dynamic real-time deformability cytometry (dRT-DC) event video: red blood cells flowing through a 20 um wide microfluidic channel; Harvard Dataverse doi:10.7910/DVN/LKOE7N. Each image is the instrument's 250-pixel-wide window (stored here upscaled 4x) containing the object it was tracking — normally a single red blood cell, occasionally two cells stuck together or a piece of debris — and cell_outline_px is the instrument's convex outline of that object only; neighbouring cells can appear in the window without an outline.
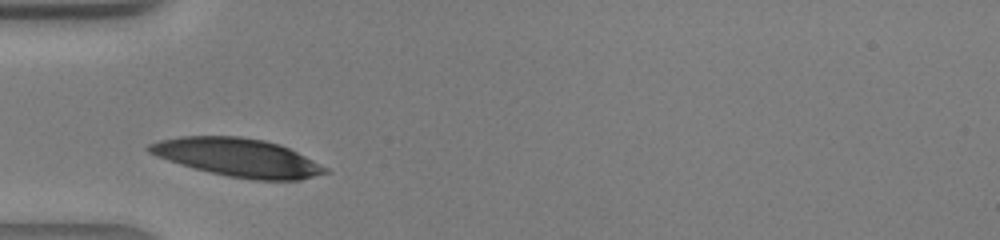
{"species": "human", "species_latin": "Homo sapiens", "temperature_condition": "warm", "stored_images_in_passage": 21, "camera_frame_rate_fps": 3000, "um_per_image_px": 0.085, "donor": {"sex": "male"}, "frame": {"image": 1, "passage_image": 1, "time_ms": 0.0, "image_size_px": [1000, 240], "cell_outline_px": [[332, 172], [300, 180], [256, 180], [228, 176], [180, 164], [156, 156], [148, 152], [144, 148], [148, 144], [160, 140], [180, 136], [240, 136], [264, 140], [280, 144], [328, 168]], "centroid_in_image_um": [20.21, 13.38], "position_along_channel_um": 64.8, "area_um2": 39.07}}
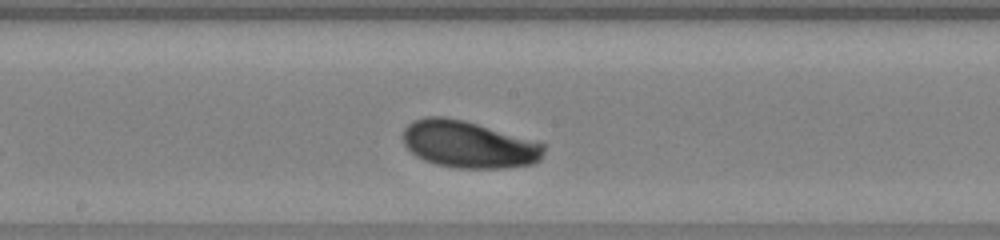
{"frame": {"image": 2, "passage_image": 10, "time_ms": 3.0, "image_size_px": [1000, 240], "cell_outline_px": [[544, 152], [540, 160], [532, 164], [504, 168], [456, 168], [436, 164], [424, 160], [416, 156], [404, 144], [404, 128], [408, 124], [424, 116], [444, 116], [464, 120], [544, 144]], "centroid_in_image_um": [39.81, 12.28], "position_along_channel_um": 208.4, "area_um2": 38.26}}
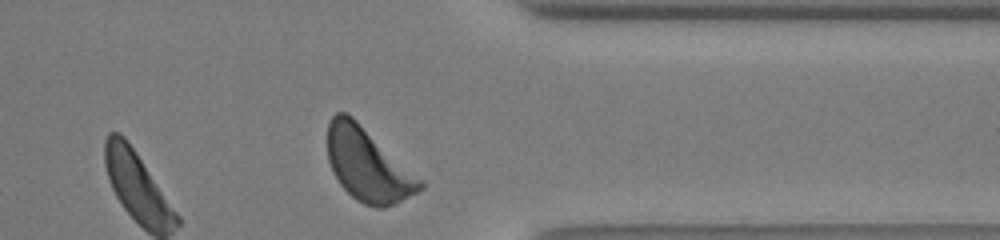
{"frame": {"image": 3, "passage_image": 21, "time_ms": 6.667, "image_size_px": [1000, 240], "cell_outline_px": [[424, 188], [396, 204], [384, 208], [376, 208], [364, 204], [356, 200], [340, 184], [328, 160], [328, 124], [332, 116], [336, 112], [348, 112], [424, 180]], "centroid_in_image_um": [31.3, 14.01], "position_along_channel_um": 380.1, "area_um2": 39.54}}